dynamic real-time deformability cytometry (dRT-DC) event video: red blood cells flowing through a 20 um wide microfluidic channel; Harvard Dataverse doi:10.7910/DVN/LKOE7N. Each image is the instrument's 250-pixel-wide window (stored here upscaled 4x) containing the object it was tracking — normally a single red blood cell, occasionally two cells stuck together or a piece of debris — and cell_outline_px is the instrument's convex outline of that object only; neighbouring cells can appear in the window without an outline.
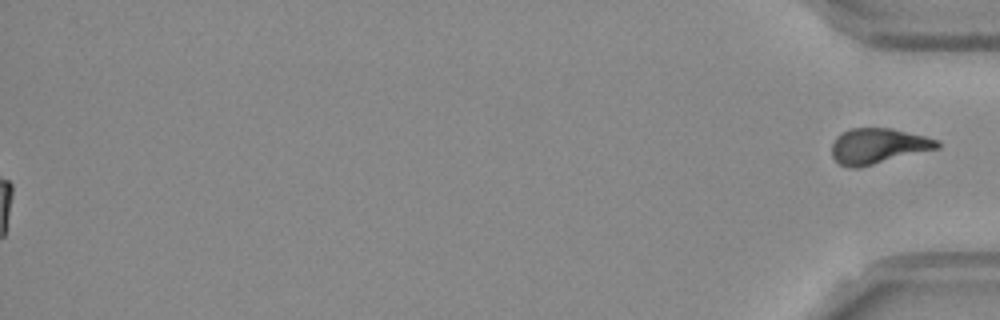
{"species": "Egyptian fruit bat (a non-hibernating species)", "species_latin": "Rousettus aegyptiacus", "temperature_condition": "room temperature", "stored_images_in_passage": 53, "segment_of_instrument_passage": [2, 2], "camera_frame_rate_fps": 3000, "um_per_image_px": 0.085, "frame": {"image": 1, "passage_image": 53, "time_ms": 17.333, "image_size_px": [1000, 320], "cell_outline_px": [[940, 148], [856, 168], [848, 168], [840, 164], [832, 156], [832, 144], [836, 136], [840, 132], [852, 128], [892, 128], [940, 140]], "centroid_in_image_um": [74.63, 12.4], "position_along_channel_um": 360.6, "area_um2": 21.79}}